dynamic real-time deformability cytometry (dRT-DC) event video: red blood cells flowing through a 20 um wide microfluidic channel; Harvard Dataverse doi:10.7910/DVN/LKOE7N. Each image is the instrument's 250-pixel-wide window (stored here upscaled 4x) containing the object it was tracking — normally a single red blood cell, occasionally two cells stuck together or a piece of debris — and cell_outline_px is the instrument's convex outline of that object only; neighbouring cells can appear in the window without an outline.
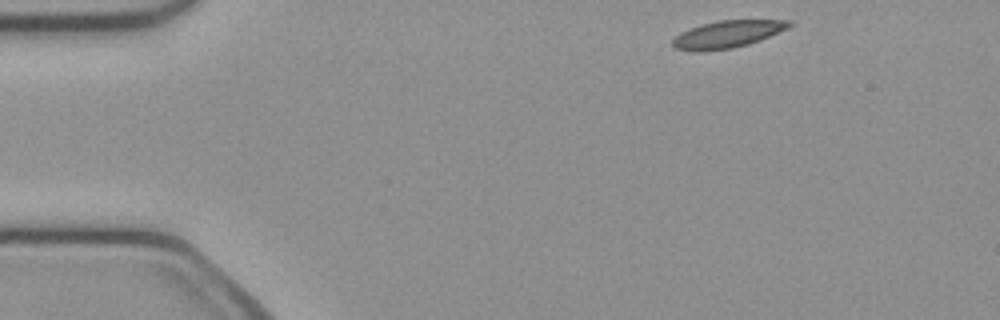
{"species": "common noctule bat (a hibernating species)", "species_latin": "Nyctalus noctula", "temperature_condition": "cold", "stored_images_in_passage": 25, "camera_frame_rate_fps": 3000, "um_per_image_px": 0.085, "animal": {"sex": "female", "body_mass_g": 21.9}, "frame": {"image": 1, "passage_image": 1, "time_ms": 0.0, "image_size_px": [1000, 320], "cell_outline_px": [[792, 24], [788, 28], [760, 40], [748, 44], [732, 48], [700, 52], [692, 52], [676, 48], [672, 44], [672, 40], [680, 32], [704, 24], [720, 20], [792, 20]], "centroid_in_image_um": [61.82, 2.92], "position_along_channel_um": 23.2, "area_um2": 18.38}}
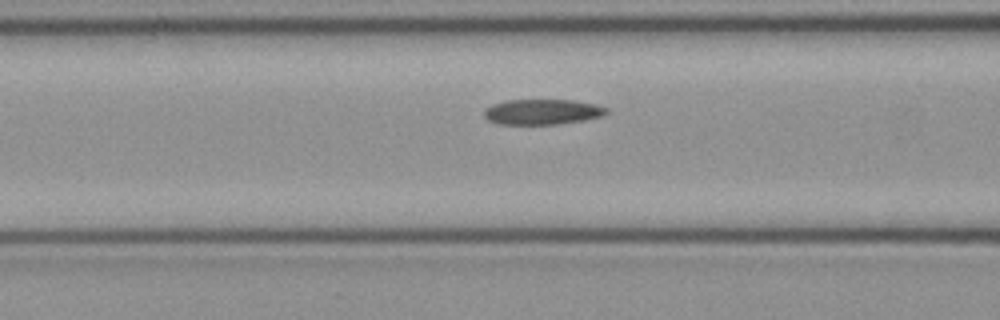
{"frame": {"image": 2, "passage_image": 14, "time_ms": 4.333, "image_size_px": [1000, 320], "cell_outline_px": [[608, 112], [600, 116], [580, 120], [556, 124], [496, 124], [488, 120], [484, 116], [484, 108], [492, 104], [508, 100], [572, 100], [596, 104], [608, 108]], "centroid_in_image_um": [46.04, 9.5], "position_along_channel_um": 120.6, "area_um2": 17.98}}
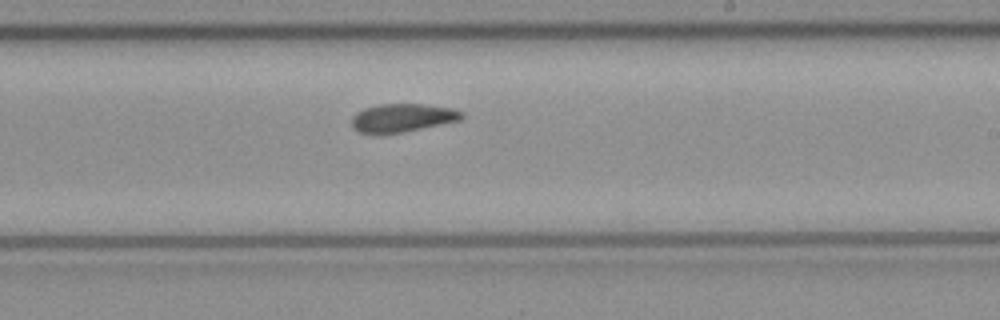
{"frame": {"image": 3, "passage_image": 24, "time_ms": 7.667, "image_size_px": [1000, 320], "cell_outline_px": [[464, 116], [460, 120], [400, 132], [376, 136], [360, 132], [352, 128], [352, 116], [356, 112], [364, 108], [380, 104], [420, 104], [452, 108], [464, 112]], "centroid_in_image_um": [34.14, 10.03], "position_along_channel_um": 254.9, "area_um2": 18.26}}